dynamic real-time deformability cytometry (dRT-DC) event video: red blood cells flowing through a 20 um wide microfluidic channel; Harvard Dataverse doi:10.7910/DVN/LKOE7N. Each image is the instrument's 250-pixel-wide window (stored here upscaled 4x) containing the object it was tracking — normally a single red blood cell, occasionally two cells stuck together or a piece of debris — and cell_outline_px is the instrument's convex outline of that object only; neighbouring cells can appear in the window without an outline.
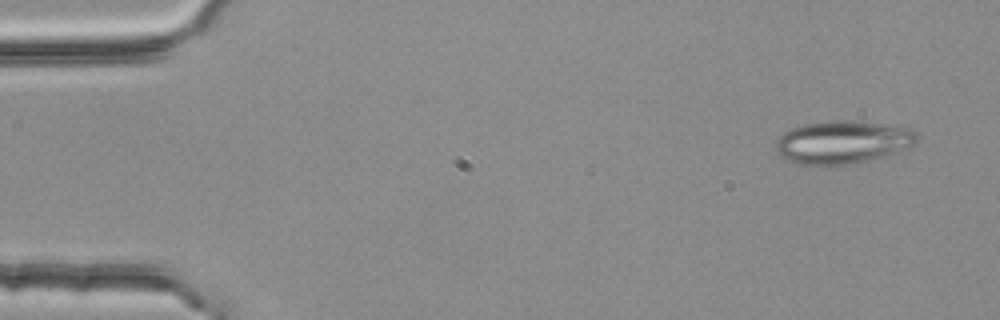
{"species": "common noctule bat (a hibernating species)", "species_latin": "Nyctalus noctula", "temperature_condition": "room temperature", "stored_images_in_passage": 14, "camera_frame_rate_fps": 3000, "um_per_image_px": 0.085, "animal": {"sex": "female", "body_mass_g": 25.1}, "frame": {"image": 1, "passage_image": 3, "time_ms": 0.667, "image_size_px": [1000, 320], "cell_outline_px": [[920, 136], [916, 144], [912, 148], [868, 160], [848, 164], [796, 164], [780, 156], [776, 152], [776, 140], [784, 132], [792, 128], [804, 124], [832, 120], [844, 120], [884, 124], [912, 128]], "centroid_in_image_um": [71.67, 12.07], "position_along_channel_um": 13.3, "area_um2": 35.43}}